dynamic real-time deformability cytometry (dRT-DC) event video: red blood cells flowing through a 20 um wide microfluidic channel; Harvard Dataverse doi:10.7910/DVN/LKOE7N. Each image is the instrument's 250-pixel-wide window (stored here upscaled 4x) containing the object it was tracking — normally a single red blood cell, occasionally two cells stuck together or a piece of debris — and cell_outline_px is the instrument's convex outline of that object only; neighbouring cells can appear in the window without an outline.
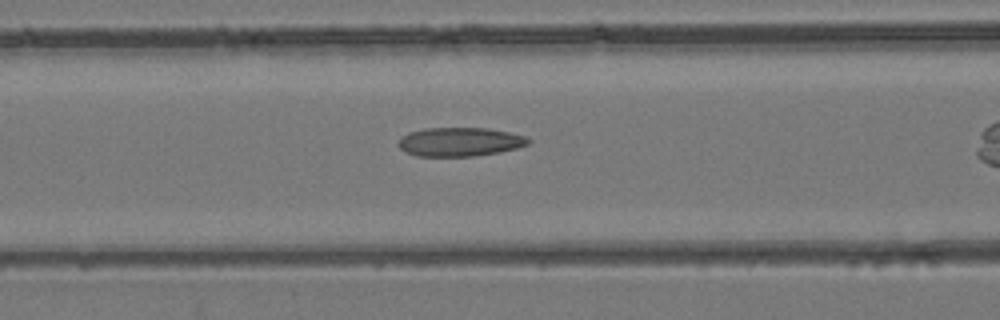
{"species": "common noctule bat (a hibernating species)", "species_latin": "Nyctalus noctula", "temperature_condition": "room temperature", "stored_images_in_passage": 24, "camera_frame_rate_fps": 3000, "um_per_image_px": 0.085, "animal": {"sex": "female", "body_mass_g": 24.6, "forearm_length_mm": 56.2}, "frame": {"image": 1, "passage_image": 7, "time_ms": 2.0, "image_size_px": [1000, 320], "cell_outline_px": [[532, 140], [528, 144], [516, 148], [500, 152], [472, 156], [416, 156], [404, 152], [396, 144], [408, 132], [424, 128], [488, 128], [528, 136]], "centroid_in_image_um": [39.09, 12.05], "position_along_channel_um": 127.5, "area_um2": 21.96}}
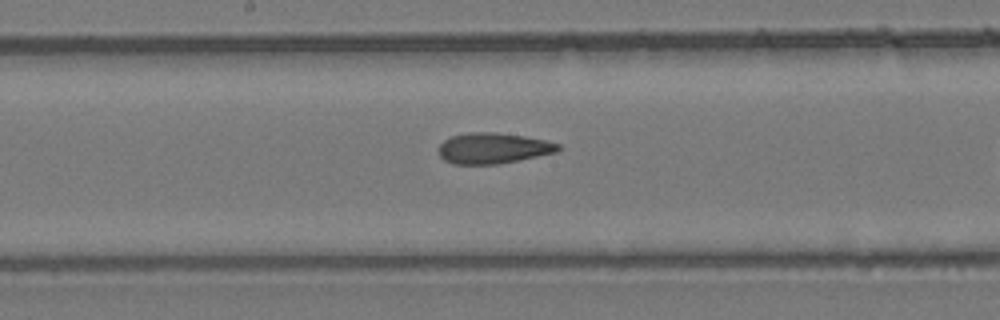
{"frame": {"image": 2, "passage_image": 12, "time_ms": 3.667, "image_size_px": [1000, 320], "cell_outline_px": [[560, 148], [556, 152], [496, 164], [452, 164], [444, 160], [440, 156], [436, 148], [444, 140], [452, 136], [468, 132], [496, 132], [524, 136], [544, 140], [560, 144]], "centroid_in_image_um": [41.85, 12.59], "position_along_channel_um": 206.4, "area_um2": 21.33}}
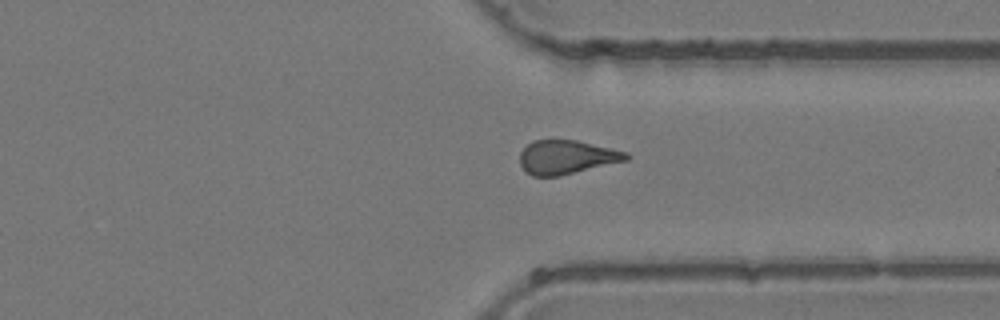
{"frame": {"image": 3, "passage_image": 22, "time_ms": 7.0, "image_size_px": [1000, 320], "cell_outline_px": [[632, 156], [628, 160], [560, 176], [532, 176], [524, 172], [520, 164], [520, 152], [532, 140], [576, 140], [612, 148], [628, 152]], "centroid_in_image_um": [48.17, 13.36], "position_along_channel_um": 363.2, "area_um2": 21.21}}